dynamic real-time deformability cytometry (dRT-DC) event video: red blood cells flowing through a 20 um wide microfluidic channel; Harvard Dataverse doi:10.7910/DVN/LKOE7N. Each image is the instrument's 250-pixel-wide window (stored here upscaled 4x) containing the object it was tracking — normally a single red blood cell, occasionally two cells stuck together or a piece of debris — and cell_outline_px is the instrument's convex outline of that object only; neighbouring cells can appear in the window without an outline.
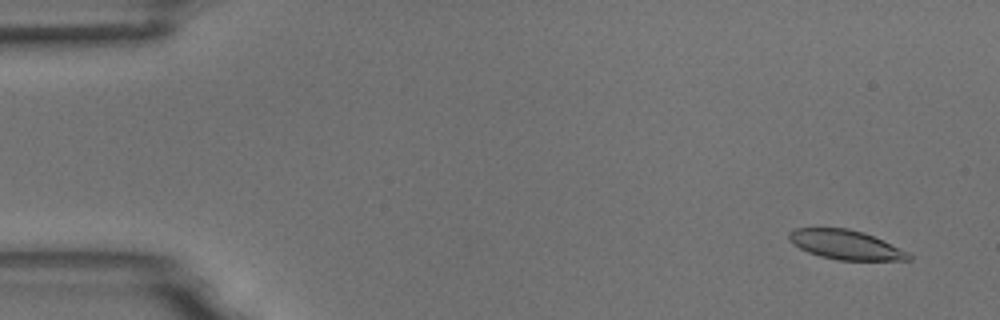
{"species": "common noctule bat (a hibernating species)", "species_latin": "Nyctalus noctula", "temperature_condition": "room temperature", "stored_images_in_passage": 5, "camera_frame_rate_fps": 3000, "um_per_image_px": 0.085, "animal": {"sex": "male", "body_mass_g": 18.8}, "frame": {"image": 1, "passage_image": 1, "time_ms": 0.0, "image_size_px": [1000, 320], "cell_outline_px": [[912, 260], [836, 260], [820, 256], [808, 252], [792, 244], [788, 240], [788, 232], [796, 228], [848, 228], [864, 232], [908, 252], [912, 256]], "centroid_in_image_um": [71.85, 20.8], "position_along_channel_um": 13.2, "area_um2": 20.46}}
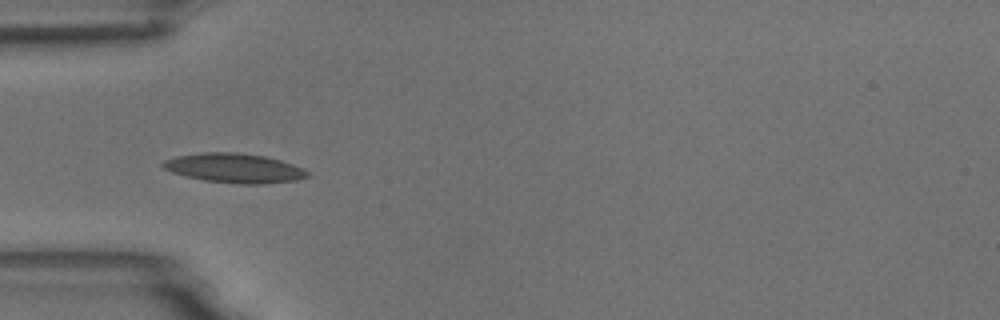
{"frame": {"image": 2, "passage_image": 5, "time_ms": 1.333, "image_size_px": [1000, 320], "cell_outline_px": [[312, 176], [296, 180], [264, 184], [236, 184], [204, 180], [172, 172], [160, 168], [160, 164], [164, 160], [176, 156], [200, 152], [236, 152], [264, 156], [280, 160], [292, 164], [308, 172]], "centroid_in_image_um": [19.89, 14.29], "position_along_channel_um": 65.1, "area_um2": 24.85}}